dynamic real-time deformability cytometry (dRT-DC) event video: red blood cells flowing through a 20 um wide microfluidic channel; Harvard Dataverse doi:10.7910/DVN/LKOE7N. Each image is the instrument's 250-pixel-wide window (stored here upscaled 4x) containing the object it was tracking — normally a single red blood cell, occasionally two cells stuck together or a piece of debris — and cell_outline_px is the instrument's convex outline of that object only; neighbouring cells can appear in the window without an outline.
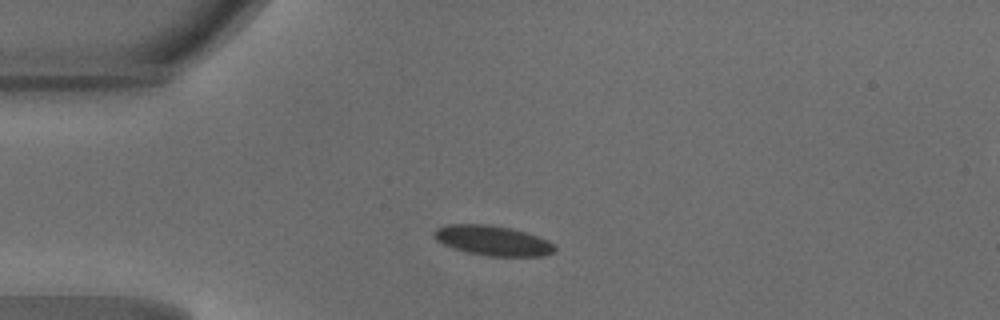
{"species": "common noctule bat (a hibernating species)", "species_latin": "Nyctalus noctula", "temperature_condition": "warm", "stored_images_in_passage": 37, "camera_frame_rate_fps": 3000, "um_per_image_px": 0.085, "animal": {"sex": "male", "body_mass_g": 18.8}, "frame": {"image": 1, "passage_image": 1, "time_ms": 0.0, "image_size_px": [1000, 320], "cell_outline_px": [[556, 252], [544, 256], [488, 256], [468, 252], [452, 248], [436, 240], [432, 236], [432, 232], [436, 228], [448, 224], [488, 224], [512, 228], [548, 240], [556, 248]], "centroid_in_image_um": [41.86, 20.44], "position_along_channel_um": 43.1, "area_um2": 21.15}}
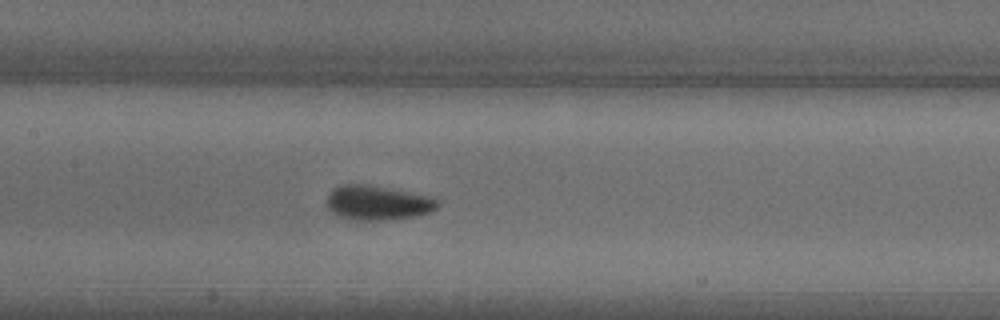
{"frame": {"image": 2, "passage_image": 12, "time_ms": 3.667, "image_size_px": [1000, 320], "cell_outline_px": [[440, 204], [436, 208], [428, 212], [416, 216], [388, 220], [356, 220], [336, 216], [328, 208], [328, 192], [332, 188], [340, 184], [368, 184], [432, 196], [440, 200]], "centroid_in_image_um": [32.1, 17.23], "position_along_channel_um": 175.3, "area_um2": 22.6}}
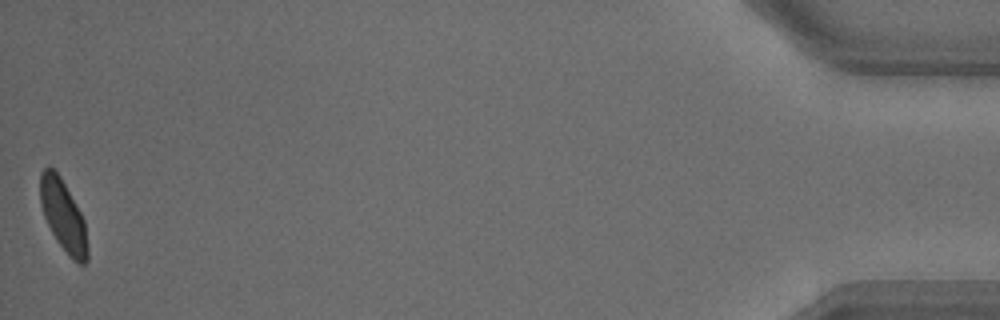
{"frame": {"image": 3, "passage_image": 37, "time_ms": 12.0, "image_size_px": [1000, 320], "cell_outline_px": [[88, 260], [84, 264], [80, 264], [72, 260], [68, 256], [56, 240], [44, 216], [40, 204], [40, 172], [48, 164], [60, 176], [80, 212], [84, 220], [88, 248]], "centroid_in_image_um": [5.37, 18.35], "position_along_channel_um": 429.8, "area_um2": 19.65}, "authors_computed_cell_mechanics": {"area_um2": 20.9236, "velocity_mm_per_s": 4.1852, "shape_relaxation_time_tau1_ms": 2.5304, "shape_relaxation_time_tau2_ms": null, "deformation_change_tau1": 0.1096, "deformation_change_tau2": null}}